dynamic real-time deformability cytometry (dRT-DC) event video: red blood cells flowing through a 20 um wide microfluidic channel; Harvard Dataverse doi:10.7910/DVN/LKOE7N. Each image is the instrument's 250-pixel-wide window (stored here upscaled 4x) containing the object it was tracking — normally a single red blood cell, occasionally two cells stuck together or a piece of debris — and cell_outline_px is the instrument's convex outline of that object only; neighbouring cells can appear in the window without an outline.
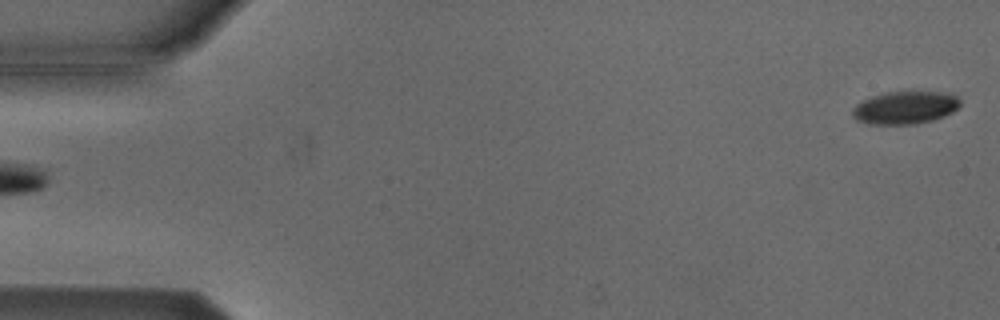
{"species": "Egyptian fruit bat (a non-hibernating species)", "species_latin": "Rousettus aegyptiacus", "temperature_condition": "cold", "stored_images_in_passage": 53, "camera_frame_rate_fps": 3000, "um_per_image_px": 0.085, "animal": {"sex": "male"}, "frame": {"image": 1, "passage_image": 1, "time_ms": 0.0, "image_size_px": [1000, 320], "cell_outline_px": [[960, 104], [952, 112], [944, 116], [932, 120], [916, 124], [868, 124], [856, 120], [852, 116], [852, 108], [856, 104], [872, 96], [884, 92], [952, 92], [960, 100]], "centroid_in_image_um": [76.92, 9.15], "position_along_channel_um": 8.1, "area_um2": 20.63}}
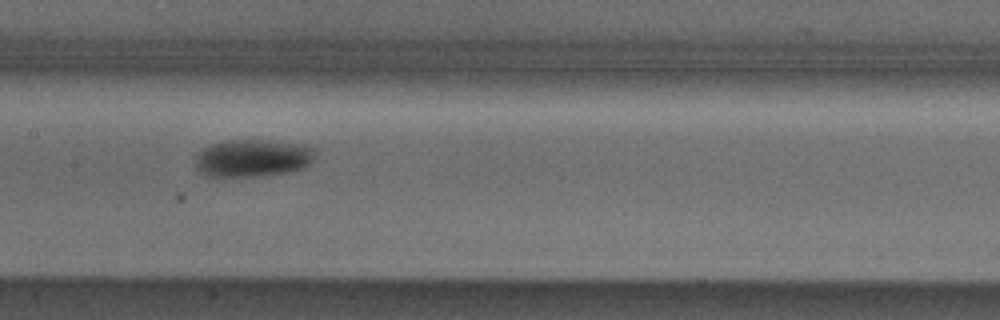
{"frame": {"image": 2, "passage_image": 26, "time_ms": 8.333, "image_size_px": [1000, 320], "cell_outline_px": [[316, 148], [312, 160], [308, 164], [300, 168], [288, 172], [256, 176], [204, 176], [196, 168], [196, 156], [204, 148], [212, 144], [228, 140], [260, 140], [296, 144]], "centroid_in_image_um": [21.44, 13.44], "position_along_channel_um": 186.0, "area_um2": 25.72}}
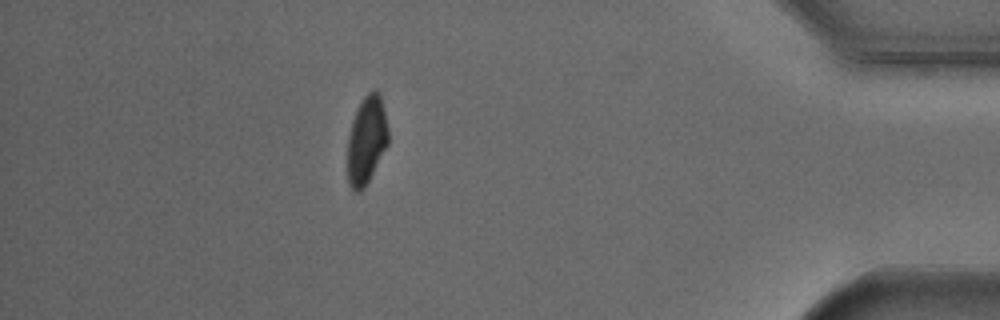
{"frame": {"image": 3, "passage_image": 47, "time_ms": 15.333, "image_size_px": [1000, 320], "cell_outline_px": [[388, 144], [364, 188], [360, 192], [356, 192], [348, 184], [348, 136], [352, 120], [364, 96], [368, 92], [376, 88], [380, 92], [388, 128]], "centroid_in_image_um": [31.16, 11.89], "position_along_channel_um": 404.0, "area_um2": 20.75}, "authors_computed_cell_mechanics": {"area_um2": 22.9466, "velocity_mm_per_s": 3.8205, "shape_relaxation_time_tau1_ms": 3.3396, "shape_relaxation_time_tau2_ms": null, "deformation_change_tau1": 0.1048, "deformation_change_tau2": null}}